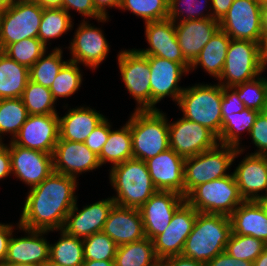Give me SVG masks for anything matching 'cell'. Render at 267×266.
Wrapping results in <instances>:
<instances>
[{"label":"cell","mask_w":267,"mask_h":266,"mask_svg":"<svg viewBox=\"0 0 267 266\" xmlns=\"http://www.w3.org/2000/svg\"><path fill=\"white\" fill-rule=\"evenodd\" d=\"M77 179L56 172L30 188L19 226L29 230L58 231L77 201Z\"/></svg>","instance_id":"obj_1"},{"label":"cell","mask_w":267,"mask_h":266,"mask_svg":"<svg viewBox=\"0 0 267 266\" xmlns=\"http://www.w3.org/2000/svg\"><path fill=\"white\" fill-rule=\"evenodd\" d=\"M231 234L229 216L198 212L181 255L207 263L225 251Z\"/></svg>","instance_id":"obj_2"},{"label":"cell","mask_w":267,"mask_h":266,"mask_svg":"<svg viewBox=\"0 0 267 266\" xmlns=\"http://www.w3.org/2000/svg\"><path fill=\"white\" fill-rule=\"evenodd\" d=\"M109 179L117 196L116 205L139 209L158 190L145 161L129 159L111 167Z\"/></svg>","instance_id":"obj_3"},{"label":"cell","mask_w":267,"mask_h":266,"mask_svg":"<svg viewBox=\"0 0 267 266\" xmlns=\"http://www.w3.org/2000/svg\"><path fill=\"white\" fill-rule=\"evenodd\" d=\"M160 109L136 110L130 116L133 158L146 161L169 148L168 119Z\"/></svg>","instance_id":"obj_4"},{"label":"cell","mask_w":267,"mask_h":266,"mask_svg":"<svg viewBox=\"0 0 267 266\" xmlns=\"http://www.w3.org/2000/svg\"><path fill=\"white\" fill-rule=\"evenodd\" d=\"M223 86L219 83L186 87L176 103L183 117L207 127L217 137L222 130L221 100Z\"/></svg>","instance_id":"obj_5"},{"label":"cell","mask_w":267,"mask_h":266,"mask_svg":"<svg viewBox=\"0 0 267 266\" xmlns=\"http://www.w3.org/2000/svg\"><path fill=\"white\" fill-rule=\"evenodd\" d=\"M243 147H233L218 143L212 149L206 150L185 159L184 163V197L200 184L230 175L227 172L232 162Z\"/></svg>","instance_id":"obj_6"},{"label":"cell","mask_w":267,"mask_h":266,"mask_svg":"<svg viewBox=\"0 0 267 266\" xmlns=\"http://www.w3.org/2000/svg\"><path fill=\"white\" fill-rule=\"evenodd\" d=\"M185 201L199 213L230 216L244 201L233 173L195 187Z\"/></svg>","instance_id":"obj_7"},{"label":"cell","mask_w":267,"mask_h":266,"mask_svg":"<svg viewBox=\"0 0 267 266\" xmlns=\"http://www.w3.org/2000/svg\"><path fill=\"white\" fill-rule=\"evenodd\" d=\"M262 72L260 43L231 39L219 84L234 87L256 79Z\"/></svg>","instance_id":"obj_8"},{"label":"cell","mask_w":267,"mask_h":266,"mask_svg":"<svg viewBox=\"0 0 267 266\" xmlns=\"http://www.w3.org/2000/svg\"><path fill=\"white\" fill-rule=\"evenodd\" d=\"M43 7L36 2H18L8 6L0 23V51L26 38H38Z\"/></svg>","instance_id":"obj_9"},{"label":"cell","mask_w":267,"mask_h":266,"mask_svg":"<svg viewBox=\"0 0 267 266\" xmlns=\"http://www.w3.org/2000/svg\"><path fill=\"white\" fill-rule=\"evenodd\" d=\"M117 56L124 85L137 102L136 110H151L148 56L142 55L136 49L123 50Z\"/></svg>","instance_id":"obj_10"},{"label":"cell","mask_w":267,"mask_h":266,"mask_svg":"<svg viewBox=\"0 0 267 266\" xmlns=\"http://www.w3.org/2000/svg\"><path fill=\"white\" fill-rule=\"evenodd\" d=\"M261 4L255 0H234L227 14L219 21L220 29L233 40L262 42Z\"/></svg>","instance_id":"obj_11"},{"label":"cell","mask_w":267,"mask_h":266,"mask_svg":"<svg viewBox=\"0 0 267 266\" xmlns=\"http://www.w3.org/2000/svg\"><path fill=\"white\" fill-rule=\"evenodd\" d=\"M169 148L183 158L196 156L212 149L219 141L207 127L184 117L174 123L168 122Z\"/></svg>","instance_id":"obj_12"},{"label":"cell","mask_w":267,"mask_h":266,"mask_svg":"<svg viewBox=\"0 0 267 266\" xmlns=\"http://www.w3.org/2000/svg\"><path fill=\"white\" fill-rule=\"evenodd\" d=\"M151 78V110H157L155 105L166 96L178 102L184 88L178 83L183 73H189V63H177L158 56H148Z\"/></svg>","instance_id":"obj_13"},{"label":"cell","mask_w":267,"mask_h":266,"mask_svg":"<svg viewBox=\"0 0 267 266\" xmlns=\"http://www.w3.org/2000/svg\"><path fill=\"white\" fill-rule=\"evenodd\" d=\"M197 213L186 201L175 211L168 227L153 239L155 254L159 260L182 254Z\"/></svg>","instance_id":"obj_14"},{"label":"cell","mask_w":267,"mask_h":266,"mask_svg":"<svg viewBox=\"0 0 267 266\" xmlns=\"http://www.w3.org/2000/svg\"><path fill=\"white\" fill-rule=\"evenodd\" d=\"M59 115H28L18 134L11 140L23 148L52 154L59 140Z\"/></svg>","instance_id":"obj_15"},{"label":"cell","mask_w":267,"mask_h":266,"mask_svg":"<svg viewBox=\"0 0 267 266\" xmlns=\"http://www.w3.org/2000/svg\"><path fill=\"white\" fill-rule=\"evenodd\" d=\"M11 171L30 188L42 183L53 173V155L9 143Z\"/></svg>","instance_id":"obj_16"},{"label":"cell","mask_w":267,"mask_h":266,"mask_svg":"<svg viewBox=\"0 0 267 266\" xmlns=\"http://www.w3.org/2000/svg\"><path fill=\"white\" fill-rule=\"evenodd\" d=\"M185 197L171 191H157L140 208L145 237L153 240L164 232Z\"/></svg>","instance_id":"obj_17"},{"label":"cell","mask_w":267,"mask_h":266,"mask_svg":"<svg viewBox=\"0 0 267 266\" xmlns=\"http://www.w3.org/2000/svg\"><path fill=\"white\" fill-rule=\"evenodd\" d=\"M83 20L74 33L75 36L70 43V61L84 64L96 69L109 53V45L100 28H95Z\"/></svg>","instance_id":"obj_18"},{"label":"cell","mask_w":267,"mask_h":266,"mask_svg":"<svg viewBox=\"0 0 267 266\" xmlns=\"http://www.w3.org/2000/svg\"><path fill=\"white\" fill-rule=\"evenodd\" d=\"M98 155L84 143L58 140L53 152V171L77 179L82 172L100 167Z\"/></svg>","instance_id":"obj_19"},{"label":"cell","mask_w":267,"mask_h":266,"mask_svg":"<svg viewBox=\"0 0 267 266\" xmlns=\"http://www.w3.org/2000/svg\"><path fill=\"white\" fill-rule=\"evenodd\" d=\"M114 204V200L110 197L87 205L78 211L76 201L66 216L62 230L80 239H85L94 233L102 232L104 223Z\"/></svg>","instance_id":"obj_20"},{"label":"cell","mask_w":267,"mask_h":266,"mask_svg":"<svg viewBox=\"0 0 267 266\" xmlns=\"http://www.w3.org/2000/svg\"><path fill=\"white\" fill-rule=\"evenodd\" d=\"M145 36L149 48L136 49L144 56H158L177 63H188L179 46L175 22L170 19L145 22Z\"/></svg>","instance_id":"obj_21"},{"label":"cell","mask_w":267,"mask_h":266,"mask_svg":"<svg viewBox=\"0 0 267 266\" xmlns=\"http://www.w3.org/2000/svg\"><path fill=\"white\" fill-rule=\"evenodd\" d=\"M145 162L158 191H171L184 196L185 158L168 148Z\"/></svg>","instance_id":"obj_22"},{"label":"cell","mask_w":267,"mask_h":266,"mask_svg":"<svg viewBox=\"0 0 267 266\" xmlns=\"http://www.w3.org/2000/svg\"><path fill=\"white\" fill-rule=\"evenodd\" d=\"M17 226L19 230L21 229L27 234L20 238L11 236L4 262L13 266L23 264L42 266L49 260L50 244L43 236L48 231L29 230L20 227L19 223Z\"/></svg>","instance_id":"obj_23"},{"label":"cell","mask_w":267,"mask_h":266,"mask_svg":"<svg viewBox=\"0 0 267 266\" xmlns=\"http://www.w3.org/2000/svg\"><path fill=\"white\" fill-rule=\"evenodd\" d=\"M117 246L145 238L139 209L114 204L102 230Z\"/></svg>","instance_id":"obj_24"},{"label":"cell","mask_w":267,"mask_h":266,"mask_svg":"<svg viewBox=\"0 0 267 266\" xmlns=\"http://www.w3.org/2000/svg\"><path fill=\"white\" fill-rule=\"evenodd\" d=\"M219 28V21L213 18L186 20L175 23L179 46L185 60L190 65Z\"/></svg>","instance_id":"obj_25"},{"label":"cell","mask_w":267,"mask_h":266,"mask_svg":"<svg viewBox=\"0 0 267 266\" xmlns=\"http://www.w3.org/2000/svg\"><path fill=\"white\" fill-rule=\"evenodd\" d=\"M233 175L244 200L256 201L267 196V166L263 155H246L233 171ZM263 190L266 194L260 195L259 192Z\"/></svg>","instance_id":"obj_26"},{"label":"cell","mask_w":267,"mask_h":266,"mask_svg":"<svg viewBox=\"0 0 267 266\" xmlns=\"http://www.w3.org/2000/svg\"><path fill=\"white\" fill-rule=\"evenodd\" d=\"M105 116L90 107H75L59 117V140L84 143Z\"/></svg>","instance_id":"obj_27"},{"label":"cell","mask_w":267,"mask_h":266,"mask_svg":"<svg viewBox=\"0 0 267 266\" xmlns=\"http://www.w3.org/2000/svg\"><path fill=\"white\" fill-rule=\"evenodd\" d=\"M229 219L232 233L252 236L267 244V216L257 201L244 200Z\"/></svg>","instance_id":"obj_28"},{"label":"cell","mask_w":267,"mask_h":266,"mask_svg":"<svg viewBox=\"0 0 267 266\" xmlns=\"http://www.w3.org/2000/svg\"><path fill=\"white\" fill-rule=\"evenodd\" d=\"M230 41L231 38L219 28L190 65L189 71L200 65L211 77L218 80L224 68Z\"/></svg>","instance_id":"obj_29"},{"label":"cell","mask_w":267,"mask_h":266,"mask_svg":"<svg viewBox=\"0 0 267 266\" xmlns=\"http://www.w3.org/2000/svg\"><path fill=\"white\" fill-rule=\"evenodd\" d=\"M29 80V69L0 51V99L21 98Z\"/></svg>","instance_id":"obj_30"},{"label":"cell","mask_w":267,"mask_h":266,"mask_svg":"<svg viewBox=\"0 0 267 266\" xmlns=\"http://www.w3.org/2000/svg\"><path fill=\"white\" fill-rule=\"evenodd\" d=\"M130 119L119 130H110L107 142L98 156L101 166L110 162L111 167L133 158Z\"/></svg>","instance_id":"obj_31"},{"label":"cell","mask_w":267,"mask_h":266,"mask_svg":"<svg viewBox=\"0 0 267 266\" xmlns=\"http://www.w3.org/2000/svg\"><path fill=\"white\" fill-rule=\"evenodd\" d=\"M115 266H159L153 240L145 237L117 247Z\"/></svg>","instance_id":"obj_32"},{"label":"cell","mask_w":267,"mask_h":266,"mask_svg":"<svg viewBox=\"0 0 267 266\" xmlns=\"http://www.w3.org/2000/svg\"><path fill=\"white\" fill-rule=\"evenodd\" d=\"M260 112L245 108L242 112L222 116V130L217 137L220 144L239 148L241 131H250ZM240 133V134H239Z\"/></svg>","instance_id":"obj_33"},{"label":"cell","mask_w":267,"mask_h":266,"mask_svg":"<svg viewBox=\"0 0 267 266\" xmlns=\"http://www.w3.org/2000/svg\"><path fill=\"white\" fill-rule=\"evenodd\" d=\"M60 238L50 244L49 260L62 266H82L84 263L83 239L60 229Z\"/></svg>","instance_id":"obj_34"},{"label":"cell","mask_w":267,"mask_h":266,"mask_svg":"<svg viewBox=\"0 0 267 266\" xmlns=\"http://www.w3.org/2000/svg\"><path fill=\"white\" fill-rule=\"evenodd\" d=\"M71 15L63 8H43L38 39L47 47L51 39L59 38L63 33L72 30Z\"/></svg>","instance_id":"obj_35"},{"label":"cell","mask_w":267,"mask_h":266,"mask_svg":"<svg viewBox=\"0 0 267 266\" xmlns=\"http://www.w3.org/2000/svg\"><path fill=\"white\" fill-rule=\"evenodd\" d=\"M27 117L28 112L21 98L0 99V142L4 133H10L13 140Z\"/></svg>","instance_id":"obj_36"},{"label":"cell","mask_w":267,"mask_h":266,"mask_svg":"<svg viewBox=\"0 0 267 266\" xmlns=\"http://www.w3.org/2000/svg\"><path fill=\"white\" fill-rule=\"evenodd\" d=\"M61 49L56 47L48 55L44 53L29 68V80L50 88L60 69L67 62L62 60L63 51Z\"/></svg>","instance_id":"obj_37"},{"label":"cell","mask_w":267,"mask_h":266,"mask_svg":"<svg viewBox=\"0 0 267 266\" xmlns=\"http://www.w3.org/2000/svg\"><path fill=\"white\" fill-rule=\"evenodd\" d=\"M21 99L28 115L58 114L54 108L56 101L48 87L28 80Z\"/></svg>","instance_id":"obj_38"},{"label":"cell","mask_w":267,"mask_h":266,"mask_svg":"<svg viewBox=\"0 0 267 266\" xmlns=\"http://www.w3.org/2000/svg\"><path fill=\"white\" fill-rule=\"evenodd\" d=\"M82 76L78 63L68 60L60 69L54 82L49 88L56 101L59 98H67L81 87Z\"/></svg>","instance_id":"obj_39"},{"label":"cell","mask_w":267,"mask_h":266,"mask_svg":"<svg viewBox=\"0 0 267 266\" xmlns=\"http://www.w3.org/2000/svg\"><path fill=\"white\" fill-rule=\"evenodd\" d=\"M47 47L38 38H26L7 45L2 52L28 69L44 54Z\"/></svg>","instance_id":"obj_40"},{"label":"cell","mask_w":267,"mask_h":266,"mask_svg":"<svg viewBox=\"0 0 267 266\" xmlns=\"http://www.w3.org/2000/svg\"><path fill=\"white\" fill-rule=\"evenodd\" d=\"M245 108L261 112L267 106V77H257L248 82L231 87Z\"/></svg>","instance_id":"obj_41"},{"label":"cell","mask_w":267,"mask_h":266,"mask_svg":"<svg viewBox=\"0 0 267 266\" xmlns=\"http://www.w3.org/2000/svg\"><path fill=\"white\" fill-rule=\"evenodd\" d=\"M267 248V244L258 238L232 233L225 251L236 259L254 262Z\"/></svg>","instance_id":"obj_42"},{"label":"cell","mask_w":267,"mask_h":266,"mask_svg":"<svg viewBox=\"0 0 267 266\" xmlns=\"http://www.w3.org/2000/svg\"><path fill=\"white\" fill-rule=\"evenodd\" d=\"M169 0H121L119 9L131 11L149 21H160L168 18Z\"/></svg>","instance_id":"obj_43"},{"label":"cell","mask_w":267,"mask_h":266,"mask_svg":"<svg viewBox=\"0 0 267 266\" xmlns=\"http://www.w3.org/2000/svg\"><path fill=\"white\" fill-rule=\"evenodd\" d=\"M117 244L105 233L83 239L84 260H115Z\"/></svg>","instance_id":"obj_44"},{"label":"cell","mask_w":267,"mask_h":266,"mask_svg":"<svg viewBox=\"0 0 267 266\" xmlns=\"http://www.w3.org/2000/svg\"><path fill=\"white\" fill-rule=\"evenodd\" d=\"M208 1L209 0H204V1L203 0H169L168 19L176 23L178 22V20L179 22H182L186 20L213 18L211 12H209V14L207 15L202 13L204 12L202 10H204L207 7L204 5V8H203V6L200 4H203V2L204 4H207ZM180 4L182 8H180ZM183 13H186V14H183Z\"/></svg>","instance_id":"obj_45"},{"label":"cell","mask_w":267,"mask_h":266,"mask_svg":"<svg viewBox=\"0 0 267 266\" xmlns=\"http://www.w3.org/2000/svg\"><path fill=\"white\" fill-rule=\"evenodd\" d=\"M111 125L105 118L87 137L84 144L96 155H100L103 146L107 142Z\"/></svg>","instance_id":"obj_46"},{"label":"cell","mask_w":267,"mask_h":266,"mask_svg":"<svg viewBox=\"0 0 267 266\" xmlns=\"http://www.w3.org/2000/svg\"><path fill=\"white\" fill-rule=\"evenodd\" d=\"M62 8L65 9L68 14L69 10L74 9L85 18H94L98 22H106L109 16L103 17L95 8L93 0H62Z\"/></svg>","instance_id":"obj_47"},{"label":"cell","mask_w":267,"mask_h":266,"mask_svg":"<svg viewBox=\"0 0 267 266\" xmlns=\"http://www.w3.org/2000/svg\"><path fill=\"white\" fill-rule=\"evenodd\" d=\"M249 135L255 146L259 148L252 154L262 155L267 152V119L261 112L258 114Z\"/></svg>","instance_id":"obj_48"},{"label":"cell","mask_w":267,"mask_h":266,"mask_svg":"<svg viewBox=\"0 0 267 266\" xmlns=\"http://www.w3.org/2000/svg\"><path fill=\"white\" fill-rule=\"evenodd\" d=\"M244 109L245 106L238 98L237 93L231 87H223V97L221 100L222 116L242 112Z\"/></svg>","instance_id":"obj_49"},{"label":"cell","mask_w":267,"mask_h":266,"mask_svg":"<svg viewBox=\"0 0 267 266\" xmlns=\"http://www.w3.org/2000/svg\"><path fill=\"white\" fill-rule=\"evenodd\" d=\"M206 266H253V262L236 259L224 251L208 261Z\"/></svg>","instance_id":"obj_50"},{"label":"cell","mask_w":267,"mask_h":266,"mask_svg":"<svg viewBox=\"0 0 267 266\" xmlns=\"http://www.w3.org/2000/svg\"><path fill=\"white\" fill-rule=\"evenodd\" d=\"M13 228L11 224L0 223V262L5 261L8 244L14 231Z\"/></svg>","instance_id":"obj_51"},{"label":"cell","mask_w":267,"mask_h":266,"mask_svg":"<svg viewBox=\"0 0 267 266\" xmlns=\"http://www.w3.org/2000/svg\"><path fill=\"white\" fill-rule=\"evenodd\" d=\"M12 174L9 146L0 142V180Z\"/></svg>","instance_id":"obj_52"},{"label":"cell","mask_w":267,"mask_h":266,"mask_svg":"<svg viewBox=\"0 0 267 266\" xmlns=\"http://www.w3.org/2000/svg\"><path fill=\"white\" fill-rule=\"evenodd\" d=\"M209 2L213 19L220 21L227 14L234 0H210Z\"/></svg>","instance_id":"obj_53"},{"label":"cell","mask_w":267,"mask_h":266,"mask_svg":"<svg viewBox=\"0 0 267 266\" xmlns=\"http://www.w3.org/2000/svg\"><path fill=\"white\" fill-rule=\"evenodd\" d=\"M160 266H206V263L177 255L160 260Z\"/></svg>","instance_id":"obj_54"},{"label":"cell","mask_w":267,"mask_h":266,"mask_svg":"<svg viewBox=\"0 0 267 266\" xmlns=\"http://www.w3.org/2000/svg\"><path fill=\"white\" fill-rule=\"evenodd\" d=\"M96 10L103 16L107 17V9L110 7L120 8L121 0H93Z\"/></svg>","instance_id":"obj_55"},{"label":"cell","mask_w":267,"mask_h":266,"mask_svg":"<svg viewBox=\"0 0 267 266\" xmlns=\"http://www.w3.org/2000/svg\"><path fill=\"white\" fill-rule=\"evenodd\" d=\"M260 13H261L262 34H263V36H267V1L261 3Z\"/></svg>","instance_id":"obj_56"},{"label":"cell","mask_w":267,"mask_h":266,"mask_svg":"<svg viewBox=\"0 0 267 266\" xmlns=\"http://www.w3.org/2000/svg\"><path fill=\"white\" fill-rule=\"evenodd\" d=\"M260 51H261V65L264 71L267 66V36H263L262 42L260 44Z\"/></svg>","instance_id":"obj_57"},{"label":"cell","mask_w":267,"mask_h":266,"mask_svg":"<svg viewBox=\"0 0 267 266\" xmlns=\"http://www.w3.org/2000/svg\"><path fill=\"white\" fill-rule=\"evenodd\" d=\"M82 266H115L114 260H84Z\"/></svg>","instance_id":"obj_58"},{"label":"cell","mask_w":267,"mask_h":266,"mask_svg":"<svg viewBox=\"0 0 267 266\" xmlns=\"http://www.w3.org/2000/svg\"><path fill=\"white\" fill-rule=\"evenodd\" d=\"M36 3L43 8H62V0H37Z\"/></svg>","instance_id":"obj_59"},{"label":"cell","mask_w":267,"mask_h":266,"mask_svg":"<svg viewBox=\"0 0 267 266\" xmlns=\"http://www.w3.org/2000/svg\"><path fill=\"white\" fill-rule=\"evenodd\" d=\"M253 266H267V248L256 258Z\"/></svg>","instance_id":"obj_60"},{"label":"cell","mask_w":267,"mask_h":266,"mask_svg":"<svg viewBox=\"0 0 267 266\" xmlns=\"http://www.w3.org/2000/svg\"><path fill=\"white\" fill-rule=\"evenodd\" d=\"M256 201L260 204V206L262 207L265 215L267 216V196L265 195V196L261 197L260 199H258Z\"/></svg>","instance_id":"obj_61"},{"label":"cell","mask_w":267,"mask_h":266,"mask_svg":"<svg viewBox=\"0 0 267 266\" xmlns=\"http://www.w3.org/2000/svg\"><path fill=\"white\" fill-rule=\"evenodd\" d=\"M12 4L11 0H0V7H2L4 10Z\"/></svg>","instance_id":"obj_62"},{"label":"cell","mask_w":267,"mask_h":266,"mask_svg":"<svg viewBox=\"0 0 267 266\" xmlns=\"http://www.w3.org/2000/svg\"><path fill=\"white\" fill-rule=\"evenodd\" d=\"M42 266H62V265H59L57 263H54L53 261L51 260H48L46 261Z\"/></svg>","instance_id":"obj_63"},{"label":"cell","mask_w":267,"mask_h":266,"mask_svg":"<svg viewBox=\"0 0 267 266\" xmlns=\"http://www.w3.org/2000/svg\"><path fill=\"white\" fill-rule=\"evenodd\" d=\"M12 3H18V2H27V3H30V2H36L37 0H11Z\"/></svg>","instance_id":"obj_64"},{"label":"cell","mask_w":267,"mask_h":266,"mask_svg":"<svg viewBox=\"0 0 267 266\" xmlns=\"http://www.w3.org/2000/svg\"><path fill=\"white\" fill-rule=\"evenodd\" d=\"M261 113L265 116L267 119V106L261 111Z\"/></svg>","instance_id":"obj_65"},{"label":"cell","mask_w":267,"mask_h":266,"mask_svg":"<svg viewBox=\"0 0 267 266\" xmlns=\"http://www.w3.org/2000/svg\"><path fill=\"white\" fill-rule=\"evenodd\" d=\"M3 12H4V9L2 7H0V23H1Z\"/></svg>","instance_id":"obj_66"},{"label":"cell","mask_w":267,"mask_h":266,"mask_svg":"<svg viewBox=\"0 0 267 266\" xmlns=\"http://www.w3.org/2000/svg\"><path fill=\"white\" fill-rule=\"evenodd\" d=\"M262 155L264 157V160H265V163H266V166H267V152L263 153Z\"/></svg>","instance_id":"obj_67"},{"label":"cell","mask_w":267,"mask_h":266,"mask_svg":"<svg viewBox=\"0 0 267 266\" xmlns=\"http://www.w3.org/2000/svg\"><path fill=\"white\" fill-rule=\"evenodd\" d=\"M16 266H40V265H34V264H23V265H16Z\"/></svg>","instance_id":"obj_68"},{"label":"cell","mask_w":267,"mask_h":266,"mask_svg":"<svg viewBox=\"0 0 267 266\" xmlns=\"http://www.w3.org/2000/svg\"><path fill=\"white\" fill-rule=\"evenodd\" d=\"M0 266H13V265L7 264L5 262H0Z\"/></svg>","instance_id":"obj_69"},{"label":"cell","mask_w":267,"mask_h":266,"mask_svg":"<svg viewBox=\"0 0 267 266\" xmlns=\"http://www.w3.org/2000/svg\"><path fill=\"white\" fill-rule=\"evenodd\" d=\"M255 1L261 4L263 2H266L267 0H255Z\"/></svg>","instance_id":"obj_70"}]
</instances>
